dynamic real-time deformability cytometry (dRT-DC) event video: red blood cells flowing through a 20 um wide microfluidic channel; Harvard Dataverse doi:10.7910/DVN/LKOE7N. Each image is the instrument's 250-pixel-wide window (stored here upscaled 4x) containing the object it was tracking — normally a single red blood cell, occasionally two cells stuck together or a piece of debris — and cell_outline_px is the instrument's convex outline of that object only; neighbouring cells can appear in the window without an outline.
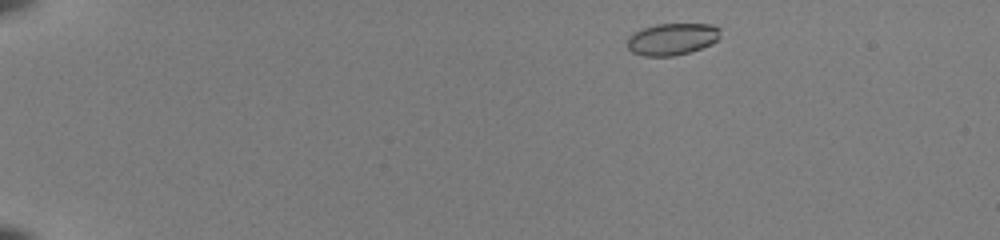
{"species": "common noctule bat (a hibernating species)", "species_latin": "Nyctalus noctula", "temperature_condition": "room temperature", "stored_images_in_passage": 46, "camera_frame_rate_fps": 3000, "um_per_image_px": 0.085, "animal": {"sex": "female", "body_mass_g": 22.0, "forearm_length_mm": 56.7}, "frame": {"image": 1, "passage_image": 2, "time_ms": 0.333, "image_size_px": [1000, 240], "cell_outline_px": [[720, 36], [712, 44], [688, 52], [672, 56], [644, 56], [632, 52], [628, 48], [628, 36], [632, 32], [656, 24], [712, 24], [720, 28]], "centroid_in_image_um": [57.12, 3.31], "position_along_channel_um": 27.9, "area_um2": 17.28}}
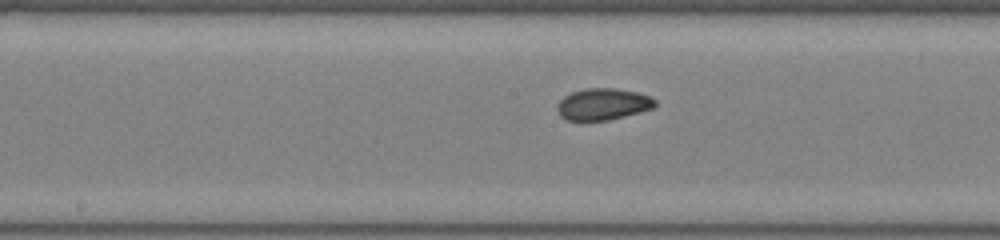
{"frame": {"image": 2, "passage_image": 23, "time_ms": 7.333, "image_size_px": [1000, 240], "cell_outline_px": [[656, 104], [652, 108], [640, 112], [608, 120], [568, 120], [560, 116], [556, 108], [556, 104], [564, 96], [572, 92], [584, 88], [616, 88], [636, 92], [648, 96], [656, 100]], "centroid_in_image_um": [51.22, 8.85], "position_along_channel_um": 197.0, "area_um2": 17.98}}
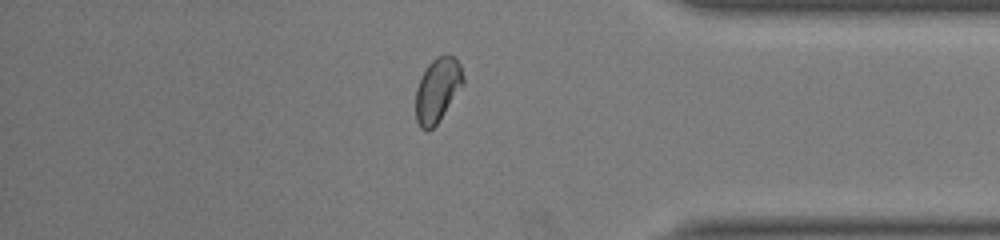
{"frame": {"image": 3, "passage_image": 39, "time_ms": 12.667, "image_size_px": [1000, 240], "cell_outline_px": [[464, 84], [436, 124], [428, 132], [424, 132], [420, 128], [416, 120], [416, 88], [420, 76], [428, 64], [436, 56], [444, 52], [448, 52], [460, 64], [464, 76]], "centroid_in_image_um": [37.18, 7.61], "position_along_channel_um": 398.0, "area_um2": 18.03}, "authors_computed_cell_mechanics": {"area_um2": 17.8313, "velocity_mm_per_s": 3.9991, "shape_relaxation_time_tau1_ms": 4.6555, "shape_relaxation_time_tau2_ms": 1.0844, "deformation_change_tau1": 0.1138, "deformation_change_tau2": 0.0427}}